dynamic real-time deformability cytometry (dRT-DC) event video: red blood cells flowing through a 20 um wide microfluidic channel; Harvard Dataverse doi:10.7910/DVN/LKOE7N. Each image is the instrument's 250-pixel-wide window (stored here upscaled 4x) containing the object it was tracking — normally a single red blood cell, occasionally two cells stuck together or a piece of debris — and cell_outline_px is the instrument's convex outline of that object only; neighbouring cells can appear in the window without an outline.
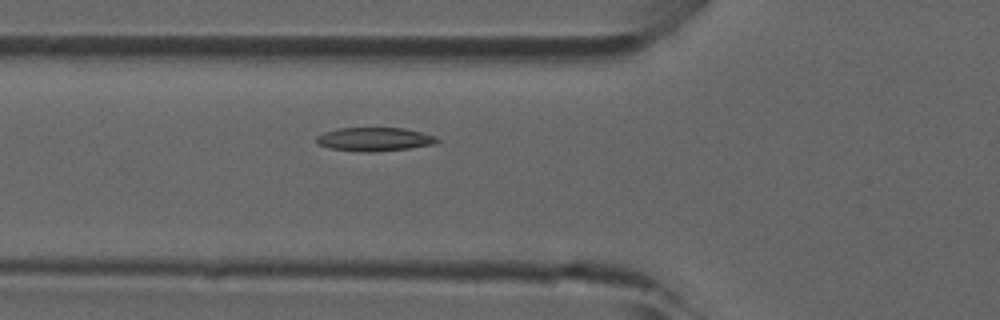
{"species": "common noctule bat (a hibernating species)", "species_latin": "Nyctalus noctula", "temperature_condition": "room temperature", "stored_images_in_passage": 45, "camera_frame_rate_fps": 3000, "um_per_image_px": 0.085, "animal": {"sex": "male", "forearm_length_mm": 52.5}, "frame": {"image": 1, "passage_image": 14, "time_ms": 4.333, "image_size_px": [1000, 320], "cell_outline_px": [[440, 140], [436, 144], [408, 148], [368, 152], [328, 148], [320, 144], [316, 140], [316, 136], [324, 132], [336, 128], [404, 128], [436, 136]], "centroid_in_image_um": [31.84, 11.82], "position_along_channel_um": 94.0, "area_um2": 16.47}}